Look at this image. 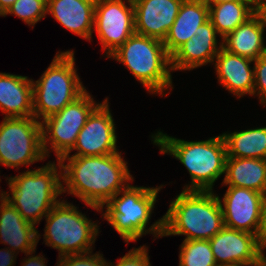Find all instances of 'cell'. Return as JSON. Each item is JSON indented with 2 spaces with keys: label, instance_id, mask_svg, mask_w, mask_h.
Listing matches in <instances>:
<instances>
[{
  "label": "cell",
  "instance_id": "obj_1",
  "mask_svg": "<svg viewBox=\"0 0 266 266\" xmlns=\"http://www.w3.org/2000/svg\"><path fill=\"white\" fill-rule=\"evenodd\" d=\"M121 153L98 156L65 155L62 167V193L74 195L97 212L120 190L133 181ZM68 161L67 164H64Z\"/></svg>",
  "mask_w": 266,
  "mask_h": 266
},
{
  "label": "cell",
  "instance_id": "obj_2",
  "mask_svg": "<svg viewBox=\"0 0 266 266\" xmlns=\"http://www.w3.org/2000/svg\"><path fill=\"white\" fill-rule=\"evenodd\" d=\"M224 227L219 196L212 191L182 190L163 216V236L210 240Z\"/></svg>",
  "mask_w": 266,
  "mask_h": 266
},
{
  "label": "cell",
  "instance_id": "obj_3",
  "mask_svg": "<svg viewBox=\"0 0 266 266\" xmlns=\"http://www.w3.org/2000/svg\"><path fill=\"white\" fill-rule=\"evenodd\" d=\"M161 154H169L187 168L191 184L183 190L212 191L214 183L225 174L226 145L222 135L204 141H185L162 131L151 135Z\"/></svg>",
  "mask_w": 266,
  "mask_h": 266
},
{
  "label": "cell",
  "instance_id": "obj_4",
  "mask_svg": "<svg viewBox=\"0 0 266 266\" xmlns=\"http://www.w3.org/2000/svg\"><path fill=\"white\" fill-rule=\"evenodd\" d=\"M60 171L58 172V167ZM48 162L45 166L34 170H27L17 176L7 177L10 194H1L9 201L21 216L36 225L60 201L62 194V167L58 160Z\"/></svg>",
  "mask_w": 266,
  "mask_h": 266
},
{
  "label": "cell",
  "instance_id": "obj_5",
  "mask_svg": "<svg viewBox=\"0 0 266 266\" xmlns=\"http://www.w3.org/2000/svg\"><path fill=\"white\" fill-rule=\"evenodd\" d=\"M163 186L154 188L129 184L101 208L103 212L106 207L102 214L104 220L108 221L127 244L137 241L147 233L154 234L158 239L163 237V217L147 228L158 192Z\"/></svg>",
  "mask_w": 266,
  "mask_h": 266
},
{
  "label": "cell",
  "instance_id": "obj_6",
  "mask_svg": "<svg viewBox=\"0 0 266 266\" xmlns=\"http://www.w3.org/2000/svg\"><path fill=\"white\" fill-rule=\"evenodd\" d=\"M108 58L126 66L151 94L163 96L173 88L171 56L163 41L134 33Z\"/></svg>",
  "mask_w": 266,
  "mask_h": 266
},
{
  "label": "cell",
  "instance_id": "obj_7",
  "mask_svg": "<svg viewBox=\"0 0 266 266\" xmlns=\"http://www.w3.org/2000/svg\"><path fill=\"white\" fill-rule=\"evenodd\" d=\"M75 67L74 51L57 52L40 79H32L33 113L38 121L58 113L86 91Z\"/></svg>",
  "mask_w": 266,
  "mask_h": 266
},
{
  "label": "cell",
  "instance_id": "obj_8",
  "mask_svg": "<svg viewBox=\"0 0 266 266\" xmlns=\"http://www.w3.org/2000/svg\"><path fill=\"white\" fill-rule=\"evenodd\" d=\"M44 241L58 249L59 257L93 251L99 226L72 203L59 201L45 216Z\"/></svg>",
  "mask_w": 266,
  "mask_h": 266
},
{
  "label": "cell",
  "instance_id": "obj_9",
  "mask_svg": "<svg viewBox=\"0 0 266 266\" xmlns=\"http://www.w3.org/2000/svg\"><path fill=\"white\" fill-rule=\"evenodd\" d=\"M45 157L40 121L34 116L3 118L0 124V164L19 169L39 160L45 161Z\"/></svg>",
  "mask_w": 266,
  "mask_h": 266
},
{
  "label": "cell",
  "instance_id": "obj_10",
  "mask_svg": "<svg viewBox=\"0 0 266 266\" xmlns=\"http://www.w3.org/2000/svg\"><path fill=\"white\" fill-rule=\"evenodd\" d=\"M95 102L86 90L58 113L41 121L42 147L46 157H49V151L52 150L58 161L74 147L88 116L100 104ZM47 143H50L51 149L47 148Z\"/></svg>",
  "mask_w": 266,
  "mask_h": 266
},
{
  "label": "cell",
  "instance_id": "obj_11",
  "mask_svg": "<svg viewBox=\"0 0 266 266\" xmlns=\"http://www.w3.org/2000/svg\"><path fill=\"white\" fill-rule=\"evenodd\" d=\"M93 31L108 58L135 33L132 0H96Z\"/></svg>",
  "mask_w": 266,
  "mask_h": 266
},
{
  "label": "cell",
  "instance_id": "obj_12",
  "mask_svg": "<svg viewBox=\"0 0 266 266\" xmlns=\"http://www.w3.org/2000/svg\"><path fill=\"white\" fill-rule=\"evenodd\" d=\"M104 99L88 116L84 127L78 134L71 151H77L71 156H98L119 153L115 122L108 104Z\"/></svg>",
  "mask_w": 266,
  "mask_h": 266
},
{
  "label": "cell",
  "instance_id": "obj_13",
  "mask_svg": "<svg viewBox=\"0 0 266 266\" xmlns=\"http://www.w3.org/2000/svg\"><path fill=\"white\" fill-rule=\"evenodd\" d=\"M264 196L251 189L228 186L223 199L219 197L224 226L257 236Z\"/></svg>",
  "mask_w": 266,
  "mask_h": 266
},
{
  "label": "cell",
  "instance_id": "obj_14",
  "mask_svg": "<svg viewBox=\"0 0 266 266\" xmlns=\"http://www.w3.org/2000/svg\"><path fill=\"white\" fill-rule=\"evenodd\" d=\"M209 243L217 266L258 263L265 250L255 234L225 226Z\"/></svg>",
  "mask_w": 266,
  "mask_h": 266
},
{
  "label": "cell",
  "instance_id": "obj_15",
  "mask_svg": "<svg viewBox=\"0 0 266 266\" xmlns=\"http://www.w3.org/2000/svg\"><path fill=\"white\" fill-rule=\"evenodd\" d=\"M184 0H132L135 33L164 41Z\"/></svg>",
  "mask_w": 266,
  "mask_h": 266
},
{
  "label": "cell",
  "instance_id": "obj_16",
  "mask_svg": "<svg viewBox=\"0 0 266 266\" xmlns=\"http://www.w3.org/2000/svg\"><path fill=\"white\" fill-rule=\"evenodd\" d=\"M217 32L210 19L197 28L195 35L181 45L171 55V68L175 70H193L197 67L213 63L222 48L217 45Z\"/></svg>",
  "mask_w": 266,
  "mask_h": 266
},
{
  "label": "cell",
  "instance_id": "obj_17",
  "mask_svg": "<svg viewBox=\"0 0 266 266\" xmlns=\"http://www.w3.org/2000/svg\"><path fill=\"white\" fill-rule=\"evenodd\" d=\"M0 242L10 250L28 253L35 251L40 240L34 224L26 221L16 208L0 193ZM20 250V251H18Z\"/></svg>",
  "mask_w": 266,
  "mask_h": 266
},
{
  "label": "cell",
  "instance_id": "obj_18",
  "mask_svg": "<svg viewBox=\"0 0 266 266\" xmlns=\"http://www.w3.org/2000/svg\"><path fill=\"white\" fill-rule=\"evenodd\" d=\"M214 61L217 80L229 93L239 98L247 94L253 96L254 68L250 66L253 60L230 53L222 47Z\"/></svg>",
  "mask_w": 266,
  "mask_h": 266
},
{
  "label": "cell",
  "instance_id": "obj_19",
  "mask_svg": "<svg viewBox=\"0 0 266 266\" xmlns=\"http://www.w3.org/2000/svg\"><path fill=\"white\" fill-rule=\"evenodd\" d=\"M96 0H47V14L70 32L92 39Z\"/></svg>",
  "mask_w": 266,
  "mask_h": 266
},
{
  "label": "cell",
  "instance_id": "obj_20",
  "mask_svg": "<svg viewBox=\"0 0 266 266\" xmlns=\"http://www.w3.org/2000/svg\"><path fill=\"white\" fill-rule=\"evenodd\" d=\"M266 19L258 10L222 39V47L230 53L256 60L265 54L264 31Z\"/></svg>",
  "mask_w": 266,
  "mask_h": 266
},
{
  "label": "cell",
  "instance_id": "obj_21",
  "mask_svg": "<svg viewBox=\"0 0 266 266\" xmlns=\"http://www.w3.org/2000/svg\"><path fill=\"white\" fill-rule=\"evenodd\" d=\"M0 109L5 118L34 116L32 79L0 73Z\"/></svg>",
  "mask_w": 266,
  "mask_h": 266
},
{
  "label": "cell",
  "instance_id": "obj_22",
  "mask_svg": "<svg viewBox=\"0 0 266 266\" xmlns=\"http://www.w3.org/2000/svg\"><path fill=\"white\" fill-rule=\"evenodd\" d=\"M209 19V7L201 0H184L163 44L171 56L195 35L198 27Z\"/></svg>",
  "mask_w": 266,
  "mask_h": 266
},
{
  "label": "cell",
  "instance_id": "obj_23",
  "mask_svg": "<svg viewBox=\"0 0 266 266\" xmlns=\"http://www.w3.org/2000/svg\"><path fill=\"white\" fill-rule=\"evenodd\" d=\"M225 186L243 187L266 194V167L263 159L227 157Z\"/></svg>",
  "mask_w": 266,
  "mask_h": 266
},
{
  "label": "cell",
  "instance_id": "obj_24",
  "mask_svg": "<svg viewBox=\"0 0 266 266\" xmlns=\"http://www.w3.org/2000/svg\"><path fill=\"white\" fill-rule=\"evenodd\" d=\"M258 10L259 2L228 1L209 7V19L222 41L228 33L246 22Z\"/></svg>",
  "mask_w": 266,
  "mask_h": 266
},
{
  "label": "cell",
  "instance_id": "obj_25",
  "mask_svg": "<svg viewBox=\"0 0 266 266\" xmlns=\"http://www.w3.org/2000/svg\"><path fill=\"white\" fill-rule=\"evenodd\" d=\"M227 157L264 159L266 156V127H257L221 134Z\"/></svg>",
  "mask_w": 266,
  "mask_h": 266
},
{
  "label": "cell",
  "instance_id": "obj_26",
  "mask_svg": "<svg viewBox=\"0 0 266 266\" xmlns=\"http://www.w3.org/2000/svg\"><path fill=\"white\" fill-rule=\"evenodd\" d=\"M179 266H217L209 240H183Z\"/></svg>",
  "mask_w": 266,
  "mask_h": 266
},
{
  "label": "cell",
  "instance_id": "obj_27",
  "mask_svg": "<svg viewBox=\"0 0 266 266\" xmlns=\"http://www.w3.org/2000/svg\"><path fill=\"white\" fill-rule=\"evenodd\" d=\"M8 14L21 18L28 26H34L46 17L47 0H16L4 17Z\"/></svg>",
  "mask_w": 266,
  "mask_h": 266
},
{
  "label": "cell",
  "instance_id": "obj_28",
  "mask_svg": "<svg viewBox=\"0 0 266 266\" xmlns=\"http://www.w3.org/2000/svg\"><path fill=\"white\" fill-rule=\"evenodd\" d=\"M56 266H108L103 254L92 251L82 254L64 255L59 257Z\"/></svg>",
  "mask_w": 266,
  "mask_h": 266
},
{
  "label": "cell",
  "instance_id": "obj_29",
  "mask_svg": "<svg viewBox=\"0 0 266 266\" xmlns=\"http://www.w3.org/2000/svg\"><path fill=\"white\" fill-rule=\"evenodd\" d=\"M253 95L259 96L260 103L266 106V54L254 60Z\"/></svg>",
  "mask_w": 266,
  "mask_h": 266
},
{
  "label": "cell",
  "instance_id": "obj_30",
  "mask_svg": "<svg viewBox=\"0 0 266 266\" xmlns=\"http://www.w3.org/2000/svg\"><path fill=\"white\" fill-rule=\"evenodd\" d=\"M146 245L131 249L115 265L108 262V266H151Z\"/></svg>",
  "mask_w": 266,
  "mask_h": 266
},
{
  "label": "cell",
  "instance_id": "obj_31",
  "mask_svg": "<svg viewBox=\"0 0 266 266\" xmlns=\"http://www.w3.org/2000/svg\"><path fill=\"white\" fill-rule=\"evenodd\" d=\"M257 239L259 244L266 249V194L263 199L260 222L257 232Z\"/></svg>",
  "mask_w": 266,
  "mask_h": 266
},
{
  "label": "cell",
  "instance_id": "obj_32",
  "mask_svg": "<svg viewBox=\"0 0 266 266\" xmlns=\"http://www.w3.org/2000/svg\"><path fill=\"white\" fill-rule=\"evenodd\" d=\"M16 256L17 252L10 250L9 247L0 249V266H14Z\"/></svg>",
  "mask_w": 266,
  "mask_h": 266
},
{
  "label": "cell",
  "instance_id": "obj_33",
  "mask_svg": "<svg viewBox=\"0 0 266 266\" xmlns=\"http://www.w3.org/2000/svg\"><path fill=\"white\" fill-rule=\"evenodd\" d=\"M34 252H36V251H32V252L28 253V255H31V256L23 259L24 262L21 263L22 266H46L45 263H47V262H45L46 259L44 258V256H42L40 254L37 256L32 255V254H34Z\"/></svg>",
  "mask_w": 266,
  "mask_h": 266
},
{
  "label": "cell",
  "instance_id": "obj_34",
  "mask_svg": "<svg viewBox=\"0 0 266 266\" xmlns=\"http://www.w3.org/2000/svg\"><path fill=\"white\" fill-rule=\"evenodd\" d=\"M204 2L208 7L218 5L221 3H225L228 1H235V2H258V0H201Z\"/></svg>",
  "mask_w": 266,
  "mask_h": 266
},
{
  "label": "cell",
  "instance_id": "obj_35",
  "mask_svg": "<svg viewBox=\"0 0 266 266\" xmlns=\"http://www.w3.org/2000/svg\"><path fill=\"white\" fill-rule=\"evenodd\" d=\"M15 1L16 0H0V11L3 13V15L14 4Z\"/></svg>",
  "mask_w": 266,
  "mask_h": 266
},
{
  "label": "cell",
  "instance_id": "obj_36",
  "mask_svg": "<svg viewBox=\"0 0 266 266\" xmlns=\"http://www.w3.org/2000/svg\"><path fill=\"white\" fill-rule=\"evenodd\" d=\"M255 266H266V255L263 254L258 263H255Z\"/></svg>",
  "mask_w": 266,
  "mask_h": 266
},
{
  "label": "cell",
  "instance_id": "obj_37",
  "mask_svg": "<svg viewBox=\"0 0 266 266\" xmlns=\"http://www.w3.org/2000/svg\"><path fill=\"white\" fill-rule=\"evenodd\" d=\"M223 266H255V263H249V264L235 263V264H228V265H223Z\"/></svg>",
  "mask_w": 266,
  "mask_h": 266
},
{
  "label": "cell",
  "instance_id": "obj_38",
  "mask_svg": "<svg viewBox=\"0 0 266 266\" xmlns=\"http://www.w3.org/2000/svg\"><path fill=\"white\" fill-rule=\"evenodd\" d=\"M260 11L263 13L265 19H266V1H264L261 5H260Z\"/></svg>",
  "mask_w": 266,
  "mask_h": 266
},
{
  "label": "cell",
  "instance_id": "obj_39",
  "mask_svg": "<svg viewBox=\"0 0 266 266\" xmlns=\"http://www.w3.org/2000/svg\"><path fill=\"white\" fill-rule=\"evenodd\" d=\"M266 0H258L259 4L261 5Z\"/></svg>",
  "mask_w": 266,
  "mask_h": 266
},
{
  "label": "cell",
  "instance_id": "obj_40",
  "mask_svg": "<svg viewBox=\"0 0 266 266\" xmlns=\"http://www.w3.org/2000/svg\"><path fill=\"white\" fill-rule=\"evenodd\" d=\"M263 160H264V162H265V167H266V156L264 157V159H263Z\"/></svg>",
  "mask_w": 266,
  "mask_h": 266
}]
</instances>
